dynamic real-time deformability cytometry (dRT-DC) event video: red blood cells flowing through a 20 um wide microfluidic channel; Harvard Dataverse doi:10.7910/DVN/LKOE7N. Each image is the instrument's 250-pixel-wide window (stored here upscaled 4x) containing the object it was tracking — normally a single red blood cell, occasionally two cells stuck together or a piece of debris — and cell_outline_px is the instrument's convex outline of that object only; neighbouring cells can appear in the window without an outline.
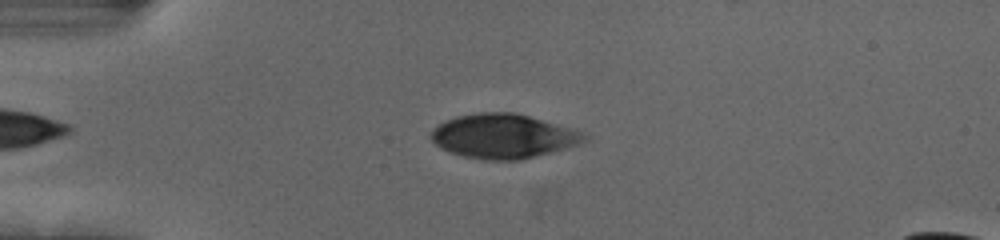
{"species": "human", "species_latin": "Homo sapiens", "temperature_condition": "cold", "stored_images_in_passage": 54, "camera_frame_rate_fps": 3000, "um_per_image_px": 0.085, "donor": {"sex": "female"}, "frame": {"image": 1, "passage_image": 13, "time_ms": 4.0, "image_size_px": [1000, 240], "cell_outline_px": [[588, 140], [564, 148], [520, 160], [488, 160], [464, 156], [440, 148], [428, 136], [432, 128], [436, 124], [444, 120], [456, 116], [480, 112], [516, 112], [584, 132], [588, 136]], "centroid_in_image_um": [42.72, 11.56], "position_along_channel_um": 42.3, "area_um2": 39.54}}
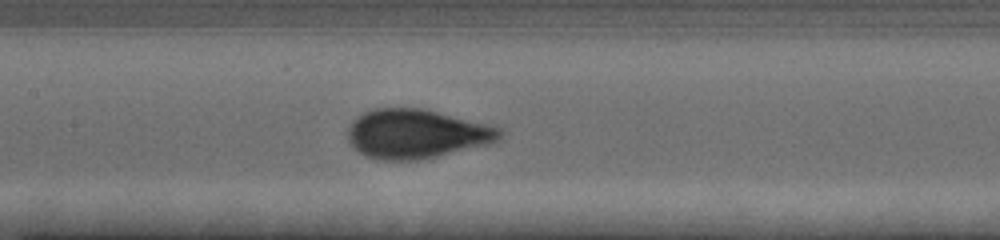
{"frame": {"image": 2, "passage_image": 26, "time_ms": 8.333, "image_size_px": [1000, 240], "cell_outline_px": [[504, 132], [492, 144], [420, 160], [380, 160], [364, 156], [348, 140], [348, 128], [352, 120], [356, 116], [372, 108], [424, 108], [500, 128]], "centroid_in_image_um": [35.37, 11.38], "position_along_channel_um": 172.0, "area_um2": 43.58}}
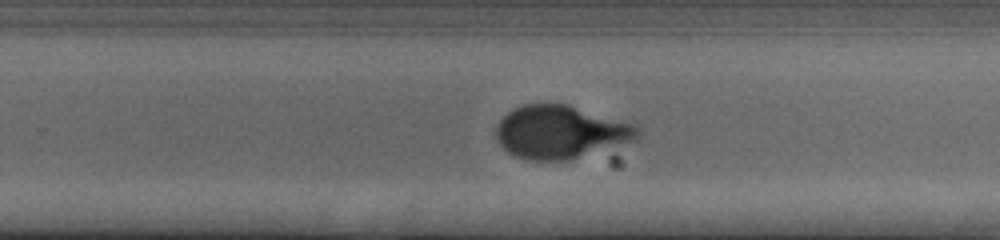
{"frame": {"image": 3, "passage_image": 35, "time_ms": 11.333, "image_size_px": [1000, 240], "cell_outline_px": [[640, 132], [632, 140], [624, 144], [572, 160], [524, 160], [508, 152], [500, 144], [496, 136], [496, 124], [512, 108], [524, 104], [568, 104], [632, 124], [640, 128]], "centroid_in_image_um": [47.6, 11.23], "position_along_channel_um": 282.2, "area_um2": 43.64}, "authors_computed_cell_mechanics": {"area_um2": 41.5293, "velocity_mm_per_s": 3.6975, "shape_relaxation_time_tau1_ms": 3.2581, "shape_relaxation_time_tau2_ms": null, "deformation_change_tau1": 0.1553, "deformation_change_tau2": null}}